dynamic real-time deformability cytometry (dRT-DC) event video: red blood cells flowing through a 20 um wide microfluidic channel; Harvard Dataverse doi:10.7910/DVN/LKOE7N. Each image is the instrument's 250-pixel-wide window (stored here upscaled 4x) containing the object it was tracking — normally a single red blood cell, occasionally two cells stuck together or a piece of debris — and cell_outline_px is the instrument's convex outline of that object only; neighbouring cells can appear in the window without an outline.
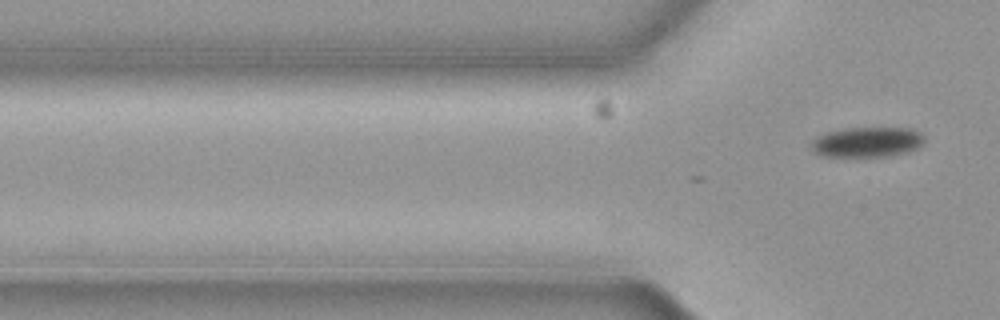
{"species": "common noctule bat (a hibernating species)", "species_latin": "Nyctalus noctula", "temperature_condition": "cold", "stored_images_in_passage": 2, "camera_frame_rate_fps": 3000, "um_per_image_px": 0.085, "animal": {"sex": "female", "body_mass_g": 19.3, "forearm_length_mm": 54.1}, "frame": {"image": 1, "passage_image": 2, "time_ms": 0.333, "image_size_px": [1000, 320], "cell_outline_px": [[924, 140], [916, 148], [904, 152], [880, 156], [824, 156], [816, 152], [812, 148], [812, 140], [816, 136], [828, 132], [844, 128], [908, 128], [920, 132], [924, 136]], "centroid_in_image_um": [73.68, 12.05], "position_along_channel_um": 52.1, "area_um2": 19.42}}